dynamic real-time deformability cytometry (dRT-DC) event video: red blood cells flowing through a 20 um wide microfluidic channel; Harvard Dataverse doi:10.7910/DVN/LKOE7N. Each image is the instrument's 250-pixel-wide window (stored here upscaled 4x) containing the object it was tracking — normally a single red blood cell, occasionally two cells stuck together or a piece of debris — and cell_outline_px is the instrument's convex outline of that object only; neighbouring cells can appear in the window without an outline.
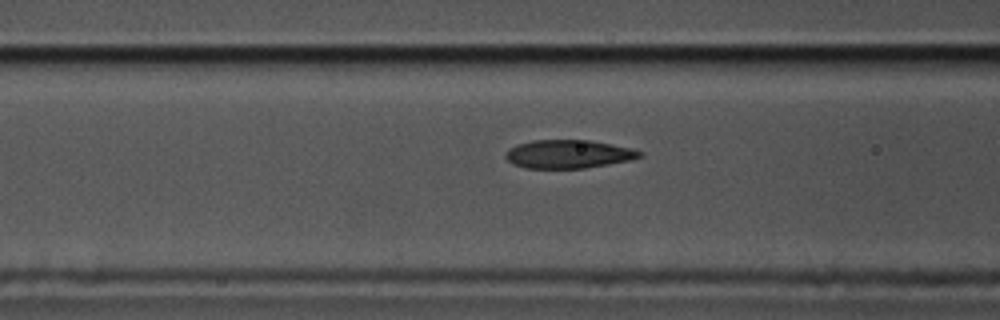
{"species": "common noctule bat (a hibernating species)", "species_latin": "Nyctalus noctula", "temperature_condition": "cold", "stored_images_in_passage": 8, "camera_frame_rate_fps": 3000, "um_per_image_px": 0.085, "animal": {"sex": "male", "body_mass_g": 17.5, "forearm_length_mm": 52.3}, "frame": {"image": 1, "passage_image": 6, "time_ms": 1.667, "image_size_px": [1000, 320], "cell_outline_px": [[644, 156], [628, 160], [608, 164], [584, 168], [524, 168], [512, 164], [504, 156], [508, 148], [516, 144], [532, 140], [588, 140], [612, 144], [632, 148], [644, 152]], "centroid_in_image_um": [48.29, 13.09], "position_along_channel_um": 118.3, "area_um2": 22.31}}